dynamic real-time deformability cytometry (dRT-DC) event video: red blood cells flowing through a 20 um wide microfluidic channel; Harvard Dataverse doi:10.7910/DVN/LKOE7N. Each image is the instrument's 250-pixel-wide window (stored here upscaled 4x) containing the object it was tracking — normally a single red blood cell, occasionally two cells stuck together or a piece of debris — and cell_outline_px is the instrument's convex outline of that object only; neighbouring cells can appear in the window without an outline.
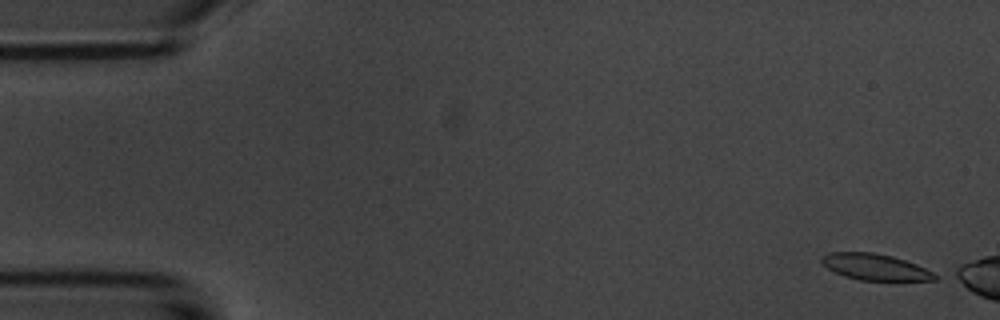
{"species": "common noctule bat (a hibernating species)", "species_latin": "Nyctalus noctula", "temperature_condition": "room temperature", "stored_images_in_passage": 3, "camera_frame_rate_fps": 3000, "um_per_image_px": 0.085, "animal": {"sex": "male", "body_mass_g": 20.1, "forearm_length_mm": 53.5}, "frame": {"image": 1, "passage_image": 1, "time_ms": 0.0, "image_size_px": [1000, 320], "cell_outline_px": [[940, 276], [936, 280], [860, 280], [844, 276], [828, 268], [820, 260], [820, 256], [828, 252], [872, 252], [892, 256], [916, 264]], "centroid_in_image_um": [74.37, 22.68], "position_along_channel_um": 10.6, "area_um2": 17.22}}